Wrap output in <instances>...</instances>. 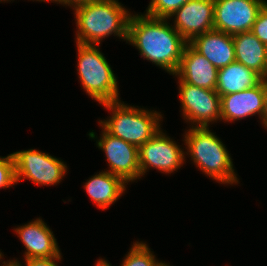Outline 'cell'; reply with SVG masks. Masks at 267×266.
Instances as JSON below:
<instances>
[{
	"mask_svg": "<svg viewBox=\"0 0 267 266\" xmlns=\"http://www.w3.org/2000/svg\"><path fill=\"white\" fill-rule=\"evenodd\" d=\"M168 20L145 14H131L127 43L135 46L141 57L161 67L170 75H175L188 42L167 22Z\"/></svg>",
	"mask_w": 267,
	"mask_h": 266,
	"instance_id": "obj_1",
	"label": "cell"
},
{
	"mask_svg": "<svg viewBox=\"0 0 267 266\" xmlns=\"http://www.w3.org/2000/svg\"><path fill=\"white\" fill-rule=\"evenodd\" d=\"M73 9L77 43L99 45L112 34L127 42L131 14L118 0H91Z\"/></svg>",
	"mask_w": 267,
	"mask_h": 266,
	"instance_id": "obj_2",
	"label": "cell"
},
{
	"mask_svg": "<svg viewBox=\"0 0 267 266\" xmlns=\"http://www.w3.org/2000/svg\"><path fill=\"white\" fill-rule=\"evenodd\" d=\"M187 152L194 164L207 176L221 184H237L232 158L209 127H191L184 135Z\"/></svg>",
	"mask_w": 267,
	"mask_h": 266,
	"instance_id": "obj_3",
	"label": "cell"
},
{
	"mask_svg": "<svg viewBox=\"0 0 267 266\" xmlns=\"http://www.w3.org/2000/svg\"><path fill=\"white\" fill-rule=\"evenodd\" d=\"M112 111L107 120H100L99 124L114 137L131 143L138 148L150 140L160 129L161 113L154 110H144L129 106L121 100L102 104Z\"/></svg>",
	"mask_w": 267,
	"mask_h": 266,
	"instance_id": "obj_4",
	"label": "cell"
},
{
	"mask_svg": "<svg viewBox=\"0 0 267 266\" xmlns=\"http://www.w3.org/2000/svg\"><path fill=\"white\" fill-rule=\"evenodd\" d=\"M76 45L77 73L87 95L99 104L119 100L116 76L98 45Z\"/></svg>",
	"mask_w": 267,
	"mask_h": 266,
	"instance_id": "obj_5",
	"label": "cell"
},
{
	"mask_svg": "<svg viewBox=\"0 0 267 266\" xmlns=\"http://www.w3.org/2000/svg\"><path fill=\"white\" fill-rule=\"evenodd\" d=\"M12 155L17 183L27 178L35 185H57L68 171L62 160L36 149L21 150Z\"/></svg>",
	"mask_w": 267,
	"mask_h": 266,
	"instance_id": "obj_6",
	"label": "cell"
},
{
	"mask_svg": "<svg viewBox=\"0 0 267 266\" xmlns=\"http://www.w3.org/2000/svg\"><path fill=\"white\" fill-rule=\"evenodd\" d=\"M177 78L182 115L191 127H208L210 122L221 121V96L216 90L193 86Z\"/></svg>",
	"mask_w": 267,
	"mask_h": 266,
	"instance_id": "obj_7",
	"label": "cell"
},
{
	"mask_svg": "<svg viewBox=\"0 0 267 266\" xmlns=\"http://www.w3.org/2000/svg\"><path fill=\"white\" fill-rule=\"evenodd\" d=\"M140 178L149 168L171 174L180 169L185 161V152L175 141L160 129L150 140L138 148Z\"/></svg>",
	"mask_w": 267,
	"mask_h": 266,
	"instance_id": "obj_8",
	"label": "cell"
},
{
	"mask_svg": "<svg viewBox=\"0 0 267 266\" xmlns=\"http://www.w3.org/2000/svg\"><path fill=\"white\" fill-rule=\"evenodd\" d=\"M265 0H214V29L229 35L249 32Z\"/></svg>",
	"mask_w": 267,
	"mask_h": 266,
	"instance_id": "obj_9",
	"label": "cell"
},
{
	"mask_svg": "<svg viewBox=\"0 0 267 266\" xmlns=\"http://www.w3.org/2000/svg\"><path fill=\"white\" fill-rule=\"evenodd\" d=\"M100 139L96 141L98 148L105 152L111 174L128 182L140 179L138 147L121 138L114 137L102 127Z\"/></svg>",
	"mask_w": 267,
	"mask_h": 266,
	"instance_id": "obj_10",
	"label": "cell"
},
{
	"mask_svg": "<svg viewBox=\"0 0 267 266\" xmlns=\"http://www.w3.org/2000/svg\"><path fill=\"white\" fill-rule=\"evenodd\" d=\"M214 13V0H188L171 16H175L173 27L189 43L214 29Z\"/></svg>",
	"mask_w": 267,
	"mask_h": 266,
	"instance_id": "obj_11",
	"label": "cell"
},
{
	"mask_svg": "<svg viewBox=\"0 0 267 266\" xmlns=\"http://www.w3.org/2000/svg\"><path fill=\"white\" fill-rule=\"evenodd\" d=\"M267 93V79L238 93L221 96V119L232 122L258 114L262 116Z\"/></svg>",
	"mask_w": 267,
	"mask_h": 266,
	"instance_id": "obj_12",
	"label": "cell"
},
{
	"mask_svg": "<svg viewBox=\"0 0 267 266\" xmlns=\"http://www.w3.org/2000/svg\"><path fill=\"white\" fill-rule=\"evenodd\" d=\"M14 231L26 248L24 259L61 255L53 232L41 218L14 228Z\"/></svg>",
	"mask_w": 267,
	"mask_h": 266,
	"instance_id": "obj_13",
	"label": "cell"
},
{
	"mask_svg": "<svg viewBox=\"0 0 267 266\" xmlns=\"http://www.w3.org/2000/svg\"><path fill=\"white\" fill-rule=\"evenodd\" d=\"M174 76L190 85L216 90L218 69L188 43Z\"/></svg>",
	"mask_w": 267,
	"mask_h": 266,
	"instance_id": "obj_14",
	"label": "cell"
},
{
	"mask_svg": "<svg viewBox=\"0 0 267 266\" xmlns=\"http://www.w3.org/2000/svg\"><path fill=\"white\" fill-rule=\"evenodd\" d=\"M189 44L218 70L236 61L232 35L219 30L197 35Z\"/></svg>",
	"mask_w": 267,
	"mask_h": 266,
	"instance_id": "obj_15",
	"label": "cell"
},
{
	"mask_svg": "<svg viewBox=\"0 0 267 266\" xmlns=\"http://www.w3.org/2000/svg\"><path fill=\"white\" fill-rule=\"evenodd\" d=\"M236 62L267 79V46L251 31L232 35Z\"/></svg>",
	"mask_w": 267,
	"mask_h": 266,
	"instance_id": "obj_16",
	"label": "cell"
},
{
	"mask_svg": "<svg viewBox=\"0 0 267 266\" xmlns=\"http://www.w3.org/2000/svg\"><path fill=\"white\" fill-rule=\"evenodd\" d=\"M126 182L115 174L102 171L85 182L84 190L98 208L106 210L125 192Z\"/></svg>",
	"mask_w": 267,
	"mask_h": 266,
	"instance_id": "obj_17",
	"label": "cell"
},
{
	"mask_svg": "<svg viewBox=\"0 0 267 266\" xmlns=\"http://www.w3.org/2000/svg\"><path fill=\"white\" fill-rule=\"evenodd\" d=\"M263 80L259 73L235 61L218 70L216 92L220 96L238 93L259 85Z\"/></svg>",
	"mask_w": 267,
	"mask_h": 266,
	"instance_id": "obj_18",
	"label": "cell"
},
{
	"mask_svg": "<svg viewBox=\"0 0 267 266\" xmlns=\"http://www.w3.org/2000/svg\"><path fill=\"white\" fill-rule=\"evenodd\" d=\"M121 266H170L158 262L155 255L146 243L134 242L130 251L126 254Z\"/></svg>",
	"mask_w": 267,
	"mask_h": 266,
	"instance_id": "obj_19",
	"label": "cell"
},
{
	"mask_svg": "<svg viewBox=\"0 0 267 266\" xmlns=\"http://www.w3.org/2000/svg\"><path fill=\"white\" fill-rule=\"evenodd\" d=\"M188 0H151L145 15L153 18L170 19L173 13Z\"/></svg>",
	"mask_w": 267,
	"mask_h": 266,
	"instance_id": "obj_20",
	"label": "cell"
},
{
	"mask_svg": "<svg viewBox=\"0 0 267 266\" xmlns=\"http://www.w3.org/2000/svg\"><path fill=\"white\" fill-rule=\"evenodd\" d=\"M16 183L15 162L12 153L6 157H0V188H8Z\"/></svg>",
	"mask_w": 267,
	"mask_h": 266,
	"instance_id": "obj_21",
	"label": "cell"
},
{
	"mask_svg": "<svg viewBox=\"0 0 267 266\" xmlns=\"http://www.w3.org/2000/svg\"><path fill=\"white\" fill-rule=\"evenodd\" d=\"M251 32L267 46V3L258 13Z\"/></svg>",
	"mask_w": 267,
	"mask_h": 266,
	"instance_id": "obj_22",
	"label": "cell"
},
{
	"mask_svg": "<svg viewBox=\"0 0 267 266\" xmlns=\"http://www.w3.org/2000/svg\"><path fill=\"white\" fill-rule=\"evenodd\" d=\"M62 256H55L49 258H30L25 259L26 266H58V260H61ZM57 260V261H56Z\"/></svg>",
	"mask_w": 267,
	"mask_h": 266,
	"instance_id": "obj_23",
	"label": "cell"
},
{
	"mask_svg": "<svg viewBox=\"0 0 267 266\" xmlns=\"http://www.w3.org/2000/svg\"><path fill=\"white\" fill-rule=\"evenodd\" d=\"M87 1H91V0H51V2H57V4H62L63 6H70V7H75L79 4L85 3Z\"/></svg>",
	"mask_w": 267,
	"mask_h": 266,
	"instance_id": "obj_24",
	"label": "cell"
},
{
	"mask_svg": "<svg viewBox=\"0 0 267 266\" xmlns=\"http://www.w3.org/2000/svg\"><path fill=\"white\" fill-rule=\"evenodd\" d=\"M263 122V126L267 129V93L265 96V101H264V110H263V114L260 118Z\"/></svg>",
	"mask_w": 267,
	"mask_h": 266,
	"instance_id": "obj_25",
	"label": "cell"
},
{
	"mask_svg": "<svg viewBox=\"0 0 267 266\" xmlns=\"http://www.w3.org/2000/svg\"><path fill=\"white\" fill-rule=\"evenodd\" d=\"M1 266H23L21 263H19V261L16 259V260H10V261H8V263L7 262H3V265H1Z\"/></svg>",
	"mask_w": 267,
	"mask_h": 266,
	"instance_id": "obj_26",
	"label": "cell"
},
{
	"mask_svg": "<svg viewBox=\"0 0 267 266\" xmlns=\"http://www.w3.org/2000/svg\"><path fill=\"white\" fill-rule=\"evenodd\" d=\"M95 266H111L110 263L107 262V260L99 259L97 260Z\"/></svg>",
	"mask_w": 267,
	"mask_h": 266,
	"instance_id": "obj_27",
	"label": "cell"
},
{
	"mask_svg": "<svg viewBox=\"0 0 267 266\" xmlns=\"http://www.w3.org/2000/svg\"><path fill=\"white\" fill-rule=\"evenodd\" d=\"M34 1V0H33ZM36 1H40V2H50L51 0H36Z\"/></svg>",
	"mask_w": 267,
	"mask_h": 266,
	"instance_id": "obj_28",
	"label": "cell"
},
{
	"mask_svg": "<svg viewBox=\"0 0 267 266\" xmlns=\"http://www.w3.org/2000/svg\"><path fill=\"white\" fill-rule=\"evenodd\" d=\"M1 258H3V254H2V252H0V260H1Z\"/></svg>",
	"mask_w": 267,
	"mask_h": 266,
	"instance_id": "obj_29",
	"label": "cell"
}]
</instances>
